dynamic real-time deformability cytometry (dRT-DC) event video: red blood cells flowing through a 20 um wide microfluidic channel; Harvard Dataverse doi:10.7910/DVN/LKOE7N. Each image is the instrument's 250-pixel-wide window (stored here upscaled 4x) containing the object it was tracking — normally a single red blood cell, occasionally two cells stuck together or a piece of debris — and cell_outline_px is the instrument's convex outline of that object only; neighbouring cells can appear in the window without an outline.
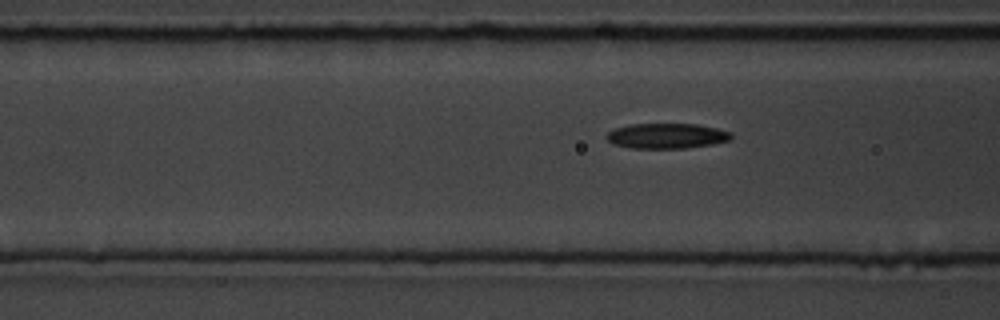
{"species": "common noctule bat (a hibernating species)", "species_latin": "Nyctalus noctula", "temperature_condition": "room temperature", "stored_images_in_passage": 4, "segment_of_instrument_passage": [2, 2], "camera_frame_rate_fps": 3000, "um_per_image_px": 0.085, "animal": {"sex": "male", "body_mass_g": 19.5, "forearm_length_mm": 54.6}, "frame": {"image": 1, "passage_image": 4, "time_ms": 3.333, "image_size_px": [1000, 320], "cell_outline_px": [[732, 140], [712, 144], [684, 148], [628, 148], [612, 144], [604, 136], [608, 132], [616, 128], [628, 124], [696, 124], [716, 128], [732, 132]], "centroid_in_image_um": [56.65, 11.55], "position_along_channel_um": 109.9, "area_um2": 18.44}}